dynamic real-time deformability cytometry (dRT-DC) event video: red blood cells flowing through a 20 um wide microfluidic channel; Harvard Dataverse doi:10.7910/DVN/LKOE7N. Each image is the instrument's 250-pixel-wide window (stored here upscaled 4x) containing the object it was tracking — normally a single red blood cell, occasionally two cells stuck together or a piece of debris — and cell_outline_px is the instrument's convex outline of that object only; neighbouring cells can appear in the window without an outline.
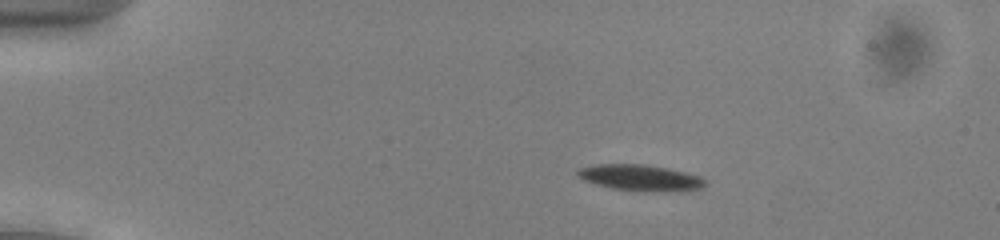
{"species": "common noctule bat (a hibernating species)", "species_latin": "Nyctalus noctula", "temperature_condition": "cold", "stored_images_in_passage": 45, "camera_frame_rate_fps": 3000, "um_per_image_px": 0.085, "animal": {"sex": "male", "body_mass_g": 13.0, "forearm_length_mm": 53.1}, "frame": {"image": 1, "passage_image": 2, "time_ms": 0.333, "image_size_px": [1000, 240], "cell_outline_px": [[708, 184], [700, 188], [612, 188], [584, 180], [576, 172], [580, 168], [596, 164], [644, 164], [668, 168], [700, 176]], "centroid_in_image_um": [54.35, 15.02], "position_along_channel_um": 30.7, "area_um2": 17.74}}
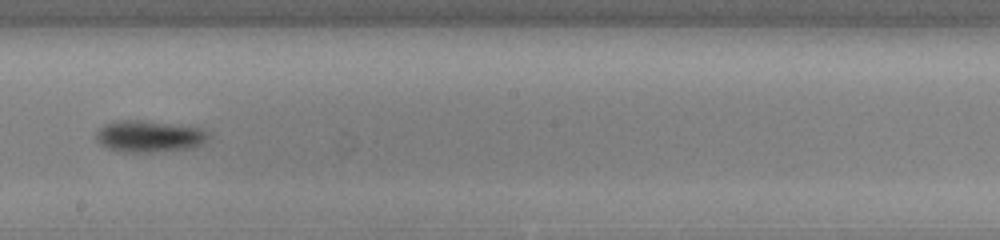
{"frame": {"image": 2, "passage_image": 23, "time_ms": 7.333, "image_size_px": [1000, 240], "cell_outline_px": [[212, 136], [204, 144], [192, 148], [152, 152], [120, 152], [108, 148], [100, 144], [96, 140], [96, 132], [104, 124], [116, 120], [144, 120], [200, 128], [212, 132]], "centroid_in_image_um": [12.72, 11.59], "position_along_channel_um": 235.5, "area_um2": 21.1}}
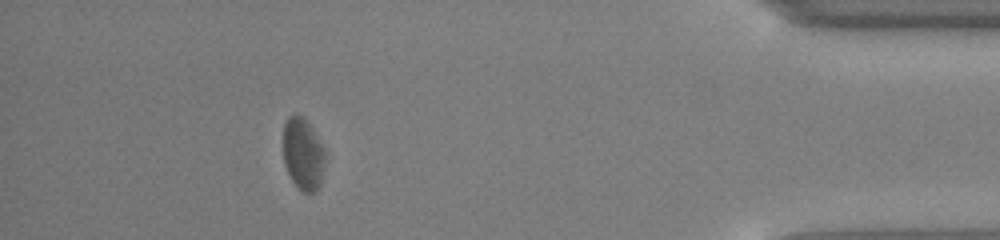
{"frame": {"image": 3, "passage_image": 40, "time_ms": 13.0, "image_size_px": [1000, 240], "cell_outline_px": [[324, 164], [320, 184], [316, 192], [300, 192], [296, 188], [284, 164], [284, 124], [288, 116], [296, 112], [304, 116], [312, 128], [324, 148]], "centroid_in_image_um": [25.75, 13.07], "position_along_channel_um": 409.5, "area_um2": 17.74}, "authors_computed_cell_mechanics": {"area_um2": 19.4208, "velocity_mm_per_s": 3.9056, "shape_relaxation_time_tau1_ms": 1.7439, "shape_relaxation_time_tau2_ms": null, "deformation_change_tau1": 0.1074, "deformation_change_tau2": null}}